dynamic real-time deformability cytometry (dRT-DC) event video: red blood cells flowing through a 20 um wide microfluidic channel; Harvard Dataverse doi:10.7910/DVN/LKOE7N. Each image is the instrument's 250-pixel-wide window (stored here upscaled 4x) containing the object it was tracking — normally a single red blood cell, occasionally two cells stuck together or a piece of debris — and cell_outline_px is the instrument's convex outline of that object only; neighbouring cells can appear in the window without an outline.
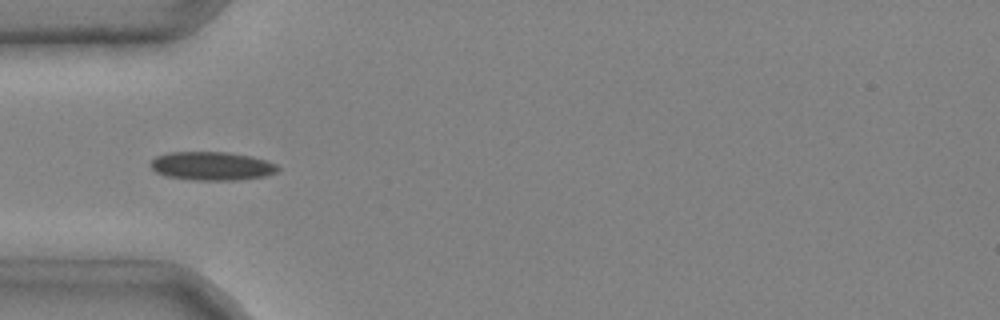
{"species": "common noctule bat (a hibernating species)", "species_latin": "Nyctalus noctula", "temperature_condition": "cold", "stored_images_in_passage": 5, "camera_frame_rate_fps": 3000, "um_per_image_px": 0.085, "animal": {"sex": "male", "body_mass_g": 20.4}, "frame": {"image": 1, "passage_image": 4, "time_ms": 1.0, "image_size_px": [1000, 320], "cell_outline_px": [[280, 168], [276, 172], [264, 176], [236, 180], [192, 180], [164, 176], [156, 172], [148, 164], [156, 156], [168, 152], [228, 152], [252, 156], [276, 164]], "centroid_in_image_um": [17.97, 14.11], "position_along_channel_um": 67.0, "area_um2": 21.27}}